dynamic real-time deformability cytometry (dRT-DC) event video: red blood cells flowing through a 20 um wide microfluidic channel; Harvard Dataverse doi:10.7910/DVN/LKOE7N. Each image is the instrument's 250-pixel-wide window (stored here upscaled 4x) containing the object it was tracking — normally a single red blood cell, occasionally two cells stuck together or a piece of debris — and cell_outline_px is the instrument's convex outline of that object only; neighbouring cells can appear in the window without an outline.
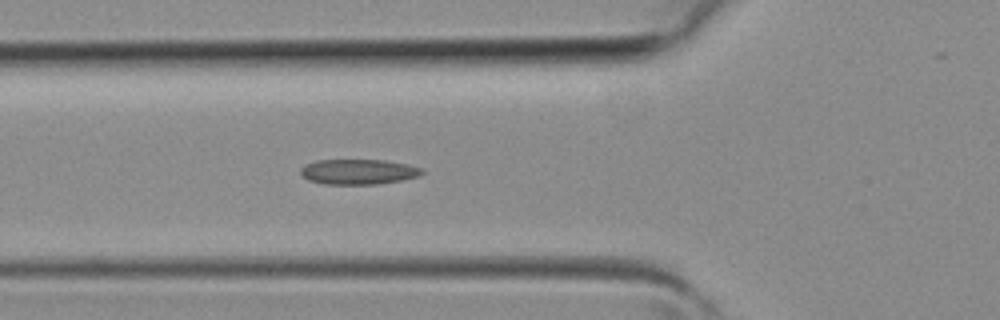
{"species": "common noctule bat (a hibernating species)", "species_latin": "Nyctalus noctula", "temperature_condition": "room temperature", "stored_images_in_passage": 29, "camera_frame_rate_fps": 3000, "um_per_image_px": 0.085, "animal": {"sex": "female", "body_mass_g": 19.3, "forearm_length_mm": 54.1}, "frame": {"image": 1, "passage_image": 2, "time_ms": 0.333, "image_size_px": [1000, 320], "cell_outline_px": [[424, 172], [420, 176], [400, 180], [376, 184], [324, 184], [308, 180], [300, 172], [300, 168], [304, 164], [316, 160], [384, 160], [408, 164], [424, 168]], "centroid_in_image_um": [30.47, 14.59], "position_along_channel_um": 95.3, "area_um2": 17.92}}
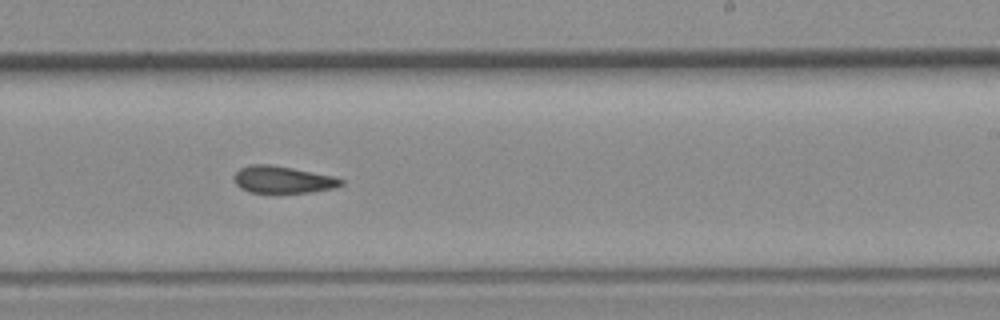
{"frame": {"image": 2, "passage_image": 12, "time_ms": 3.667, "image_size_px": [1000, 320], "cell_outline_px": [[344, 184], [336, 188], [312, 192], [248, 192], [240, 188], [236, 184], [232, 176], [240, 168], [252, 164], [268, 164], [292, 168], [336, 176], [344, 180]], "centroid_in_image_um": [24.06, 15.27], "position_along_channel_um": 264.9, "area_um2": 16.99}}
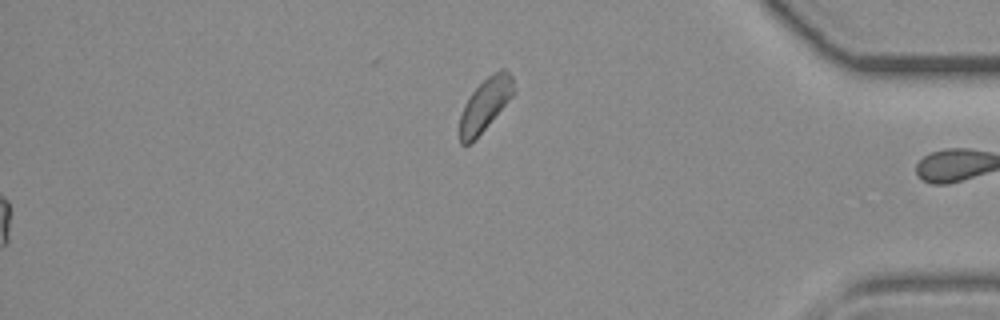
{"frame": {"image": 3, "passage_image": 29, "time_ms": 9.333, "image_size_px": [1000, 320], "cell_outline_px": [[512, 96], [476, 140], [472, 144], [460, 144], [460, 116], [464, 104], [472, 92], [488, 76], [500, 68], [504, 68], [512, 76]], "centroid_in_image_um": [41.2, 8.93], "position_along_channel_um": 394.0, "area_um2": 16.36}}